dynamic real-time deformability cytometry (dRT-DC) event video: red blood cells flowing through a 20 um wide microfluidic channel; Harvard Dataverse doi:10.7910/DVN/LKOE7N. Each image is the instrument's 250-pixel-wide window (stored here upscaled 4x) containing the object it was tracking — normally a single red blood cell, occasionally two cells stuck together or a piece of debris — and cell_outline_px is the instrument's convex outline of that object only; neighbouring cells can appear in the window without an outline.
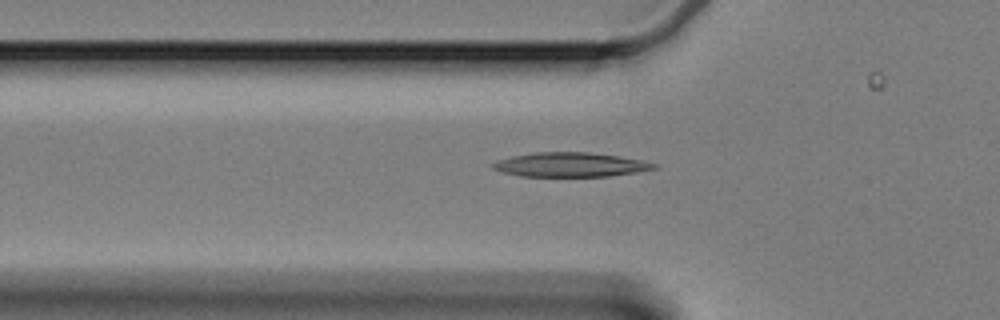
{"species": "Egyptian fruit bat (a non-hibernating species)", "species_latin": "Rousettus aegyptiacus", "temperature_condition": "cold", "stored_images_in_passage": 59, "camera_frame_rate_fps": 3000, "um_per_image_px": 0.085, "animal": {"sex": "female"}, "frame": {"image": 1, "passage_image": 18, "time_ms": 5.667, "image_size_px": [1000, 320], "cell_outline_px": [[660, 168], [636, 172], [608, 176], [520, 176], [504, 172], [492, 168], [492, 164], [500, 160], [512, 156], [536, 152], [588, 152], [644, 160], [660, 164]], "centroid_in_image_um": [48.56, 14.0], "position_along_channel_um": 77.2, "area_um2": 22.72}}
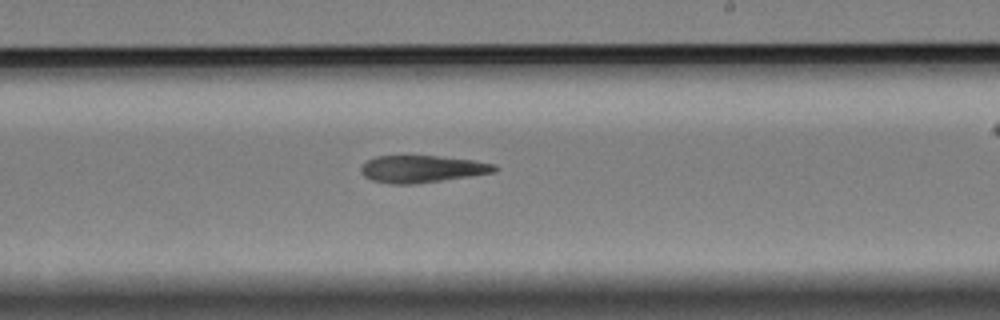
{"frame": {"image": 2, "passage_image": 34, "time_ms": 11.0, "image_size_px": [1000, 320], "cell_outline_px": [[500, 168], [496, 172], [472, 176], [416, 184], [392, 184], [372, 180], [364, 176], [360, 172], [360, 168], [368, 160], [376, 156], [436, 156], [472, 160], [496, 164]], "centroid_in_image_um": [35.91, 14.37], "position_along_channel_um": 253.1, "area_um2": 21.21}}
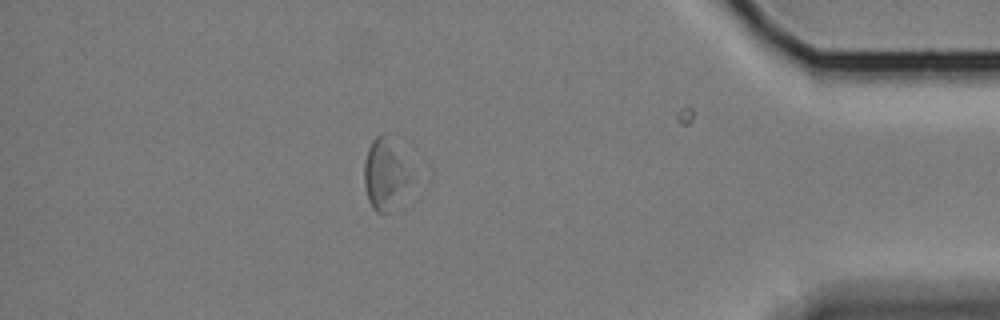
{"frame": {"image": 3, "passage_image": 51, "time_ms": 16.667, "image_size_px": [1000, 320], "cell_outline_px": [[412, 180], [392, 208], [384, 212], [376, 212], [372, 208], [368, 200], [364, 184], [364, 164], [368, 148], [372, 140], [380, 132], [388, 132]], "centroid_in_image_um": [32.68, 14.76], "position_along_channel_um": 402.5, "area_um2": 18.73}, "authors_computed_cell_mechanics": {"area_um2": 21.9062, "velocity_mm_per_s": 3.2859, "shape_relaxation_time_tau1_ms": 6.5196, "shape_relaxation_time_tau2_ms": 6.6226, "deformation_change_tau1": 0.1442, "deformation_change_tau2": 0.1475}}